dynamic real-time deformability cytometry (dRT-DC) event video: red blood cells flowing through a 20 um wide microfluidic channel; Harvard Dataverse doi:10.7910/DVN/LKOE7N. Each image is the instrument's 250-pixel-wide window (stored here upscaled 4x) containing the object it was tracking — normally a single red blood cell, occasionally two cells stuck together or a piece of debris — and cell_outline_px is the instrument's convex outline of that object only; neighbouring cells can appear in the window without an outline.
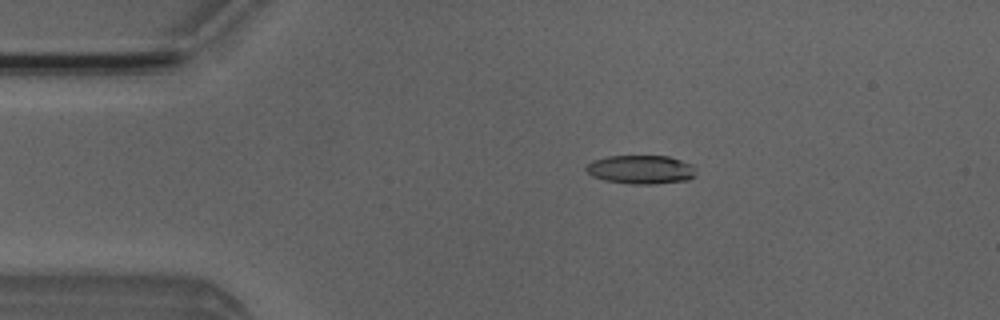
{"species": "Egyptian fruit bat (a non-hibernating species)", "species_latin": "Rousettus aegyptiacus", "temperature_condition": "room temperature", "stored_images_in_passage": 51, "camera_frame_rate_fps": 3000, "um_per_image_px": 0.085, "animal": {"sex": "male"}, "frame": {"image": 1, "passage_image": 9, "time_ms": 2.667, "image_size_px": [1000, 320], "cell_outline_px": [[696, 176], [688, 180], [652, 184], [632, 184], [604, 180], [592, 176], [584, 168], [592, 160], [608, 156], [668, 156], [692, 164]], "centroid_in_image_um": [54.47, 14.41], "position_along_channel_um": 30.5, "area_um2": 18.38}}
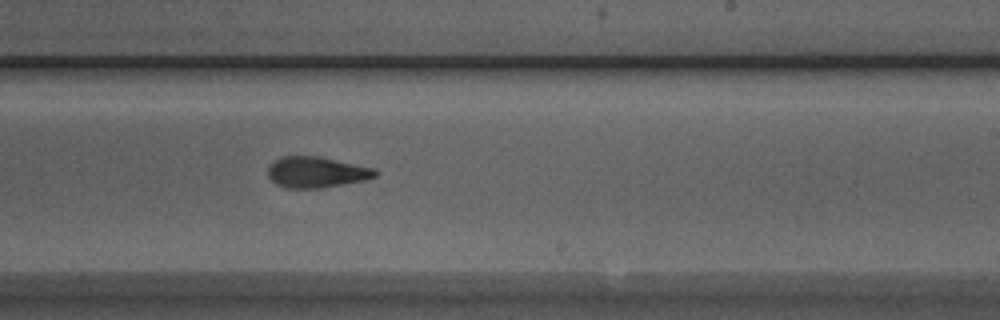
{"frame": {"image": 2, "passage_image": 30, "time_ms": 9.667, "image_size_px": [1000, 320], "cell_outline_px": [[376, 176], [364, 180], [320, 188], [284, 188], [276, 184], [268, 176], [268, 168], [280, 156], [320, 156], [376, 168]], "centroid_in_image_um": [26.89, 14.63], "position_along_channel_um": 262.1, "area_um2": 19.31}}
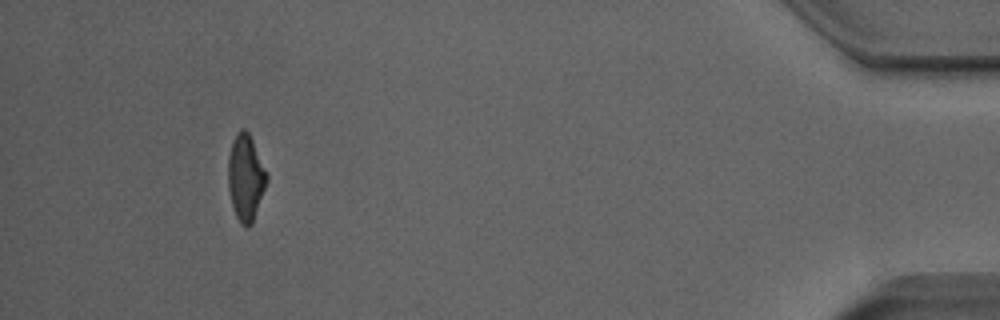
{"frame": {"image": 3, "passage_image": 47, "time_ms": 15.333, "image_size_px": [1000, 320], "cell_outline_px": [[268, 180], [252, 224], [240, 224], [236, 216], [232, 204], [228, 188], [228, 156], [232, 140], [236, 132], [240, 128], [244, 128], [248, 132], [268, 172]], "centroid_in_image_um": [20.88, 15.04], "position_along_channel_um": 414.3, "area_um2": 19.48}, "authors_computed_cell_mechanics": {"area_um2": 19.2474, "velocity_mm_per_s": 3.9709, "shape_relaxation_time_tau1_ms": 5.5682, "shape_relaxation_time_tau2_ms": 3.0193, "deformation_change_tau1": 0.1732, "deformation_change_tau2": 0.1213}}